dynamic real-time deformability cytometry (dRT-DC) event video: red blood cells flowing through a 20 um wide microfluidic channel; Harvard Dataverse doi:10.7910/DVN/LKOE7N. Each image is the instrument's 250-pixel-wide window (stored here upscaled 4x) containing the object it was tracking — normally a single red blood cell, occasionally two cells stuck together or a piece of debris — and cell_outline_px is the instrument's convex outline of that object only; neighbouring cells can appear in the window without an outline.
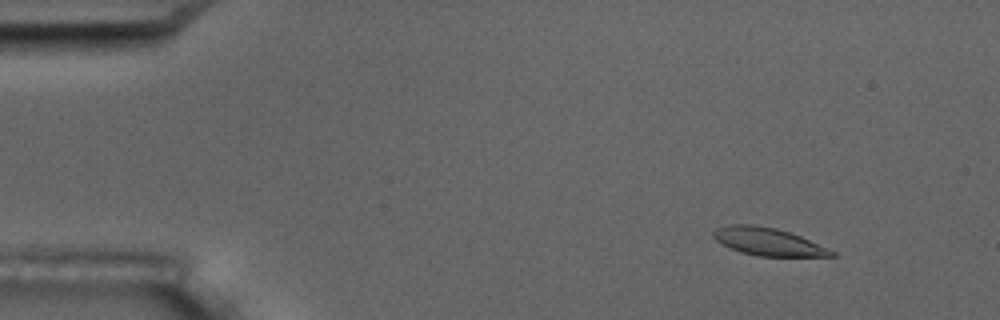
{"species": "common noctule bat (a hibernating species)", "species_latin": "Nyctalus noctula", "temperature_condition": "room temperature", "stored_images_in_passage": 4, "camera_frame_rate_fps": 3000, "um_per_image_px": 0.085, "animal": {"sex": "male", "body_mass_g": 17.5, "forearm_length_mm": 52.3}, "frame": {"image": 1, "passage_image": 2, "time_ms": 2.0, "image_size_px": [1000, 320], "cell_outline_px": [[836, 256], [756, 256], [740, 252], [716, 240], [712, 236], [712, 232], [728, 224], [752, 224], [776, 228], [800, 236], [836, 252]], "centroid_in_image_um": [65.28, 20.54], "position_along_channel_um": 19.7, "area_um2": 18.79}}